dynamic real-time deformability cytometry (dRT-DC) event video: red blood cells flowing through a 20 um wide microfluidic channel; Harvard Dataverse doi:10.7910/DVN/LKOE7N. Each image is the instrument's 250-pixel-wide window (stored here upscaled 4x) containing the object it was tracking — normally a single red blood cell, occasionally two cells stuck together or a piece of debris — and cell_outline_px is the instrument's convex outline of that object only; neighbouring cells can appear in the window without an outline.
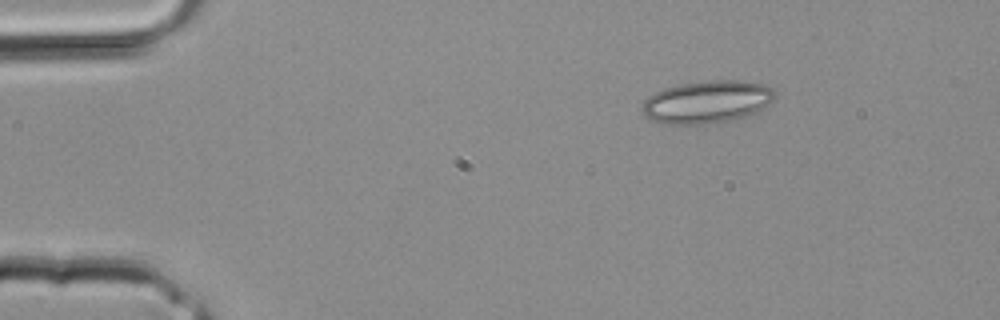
{"species": "common noctule bat (a hibernating species)", "species_latin": "Nyctalus noctula", "temperature_condition": "room temperature", "stored_images_in_passage": 2, "segment_of_instrument_passage": [2, 2], "camera_frame_rate_fps": 3000, "um_per_image_px": 0.085, "animal": {"sex": "male", "body_mass_g": 20.4}, "frame": {"image": 1, "passage_image": 2, "time_ms": 0.333, "image_size_px": [1000, 320], "cell_outline_px": [[776, 96], [768, 104], [756, 112], [732, 120], [700, 124], [660, 124], [648, 120], [644, 116], [640, 108], [644, 100], [648, 96], [664, 88], [680, 84], [708, 80], [744, 80], [764, 84], [772, 88], [776, 92]], "centroid_in_image_um": [60.05, 8.66], "position_along_channel_um": 24.9, "area_um2": 33.29}}